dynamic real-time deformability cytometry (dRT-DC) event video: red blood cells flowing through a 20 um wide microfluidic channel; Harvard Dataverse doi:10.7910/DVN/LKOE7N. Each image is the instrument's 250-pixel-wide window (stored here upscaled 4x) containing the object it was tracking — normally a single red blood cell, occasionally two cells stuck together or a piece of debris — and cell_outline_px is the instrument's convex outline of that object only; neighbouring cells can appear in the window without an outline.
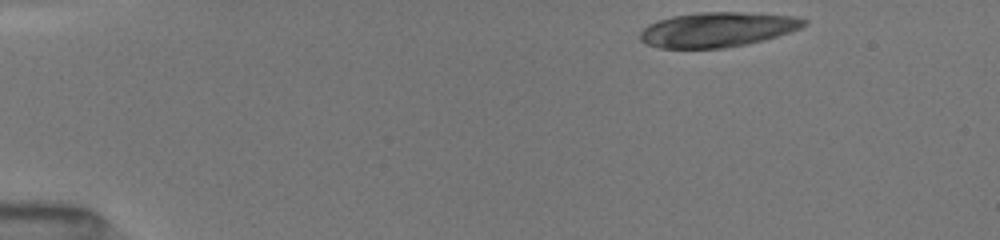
{"species": "common noctule bat (a hibernating species)", "species_latin": "Nyctalus noctula", "temperature_condition": "room temperature", "stored_images_in_passage": 13, "camera_frame_rate_fps": 3000, "um_per_image_px": 0.085, "animal": {"sex": "female", "body_mass_g": 19.5, "forearm_length_mm": 54.1}, "frame": {"image": 1, "passage_image": 1, "time_ms": 0.0, "image_size_px": [1000, 240], "cell_outline_px": [[808, 24], [800, 28], [776, 36], [744, 44], [724, 48], [660, 48], [648, 44], [640, 40], [640, 32], [648, 24], [672, 16], [700, 12], [740, 12], [792, 16], [808, 20]], "centroid_in_image_um": [60.96, 2.51], "position_along_channel_um": 24.0, "area_um2": 32.83}}